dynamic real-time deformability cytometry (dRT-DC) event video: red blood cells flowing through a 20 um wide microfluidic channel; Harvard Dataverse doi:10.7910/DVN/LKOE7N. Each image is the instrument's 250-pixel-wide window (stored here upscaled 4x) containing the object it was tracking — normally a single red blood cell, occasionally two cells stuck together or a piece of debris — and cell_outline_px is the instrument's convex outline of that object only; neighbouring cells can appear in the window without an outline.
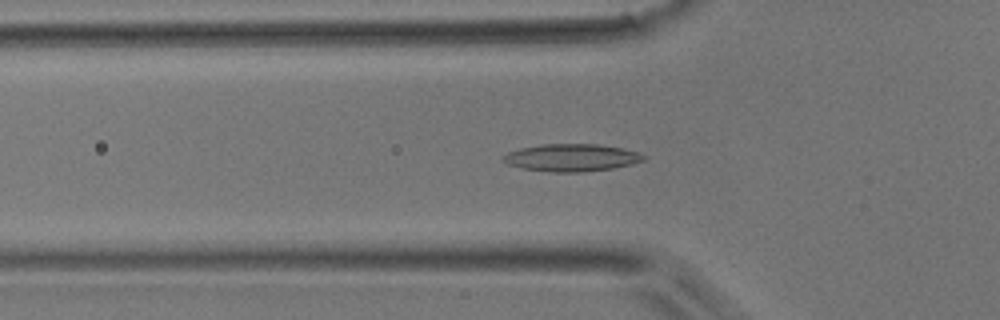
{"species": "common noctule bat (a hibernating species)", "species_latin": "Nyctalus noctula", "temperature_condition": "room temperature", "stored_images_in_passage": 37, "camera_frame_rate_fps": 3000, "um_per_image_px": 0.085, "animal": {"sex": "male", "body_mass_g": 17.9}, "frame": {"image": 1, "passage_image": 14, "time_ms": 4.333, "image_size_px": [1000, 320], "cell_outline_px": [[648, 160], [632, 164], [612, 168], [584, 172], [552, 172], [520, 168], [508, 164], [500, 160], [500, 156], [508, 152], [520, 148], [540, 144], [596, 144], [620, 148], [636, 152], [648, 156]], "centroid_in_image_um": [48.55, 13.4], "position_along_channel_um": 77.2, "area_um2": 22.66}}
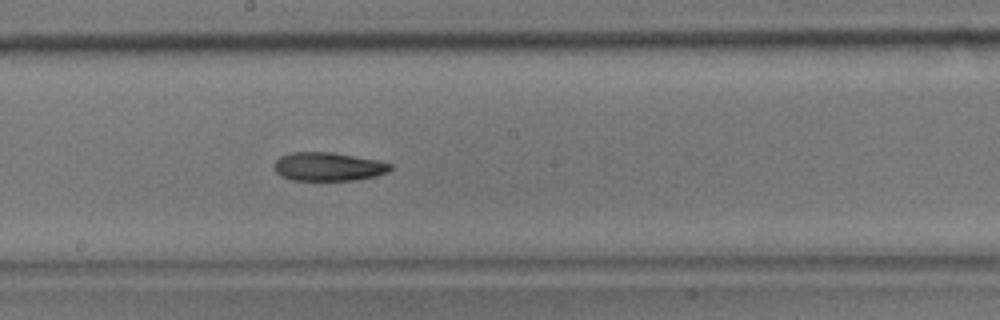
{"frame": {"image": 2, "passage_image": 24, "time_ms": 7.667, "image_size_px": [1000, 320], "cell_outline_px": [[392, 168], [388, 172], [376, 176], [356, 180], [292, 180], [280, 176], [272, 168], [272, 164], [280, 156], [292, 152], [332, 152], [376, 160], [392, 164]], "centroid_in_image_um": [27.86, 14.17], "position_along_channel_um": 220.3, "area_um2": 19.48}}
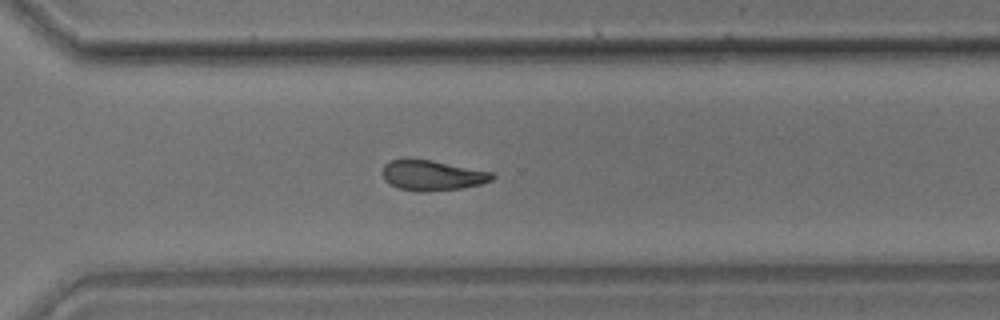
{"frame": {"image": 3, "passage_image": 32, "time_ms": 10.333, "image_size_px": [1000, 320], "cell_outline_px": [[496, 176], [492, 180], [480, 184], [460, 188], [424, 192], [400, 188], [384, 180], [380, 172], [384, 164], [388, 160], [432, 160], [492, 172]], "centroid_in_image_um": [36.73, 14.9], "position_along_channel_um": 333.9, "area_um2": 19.13}}